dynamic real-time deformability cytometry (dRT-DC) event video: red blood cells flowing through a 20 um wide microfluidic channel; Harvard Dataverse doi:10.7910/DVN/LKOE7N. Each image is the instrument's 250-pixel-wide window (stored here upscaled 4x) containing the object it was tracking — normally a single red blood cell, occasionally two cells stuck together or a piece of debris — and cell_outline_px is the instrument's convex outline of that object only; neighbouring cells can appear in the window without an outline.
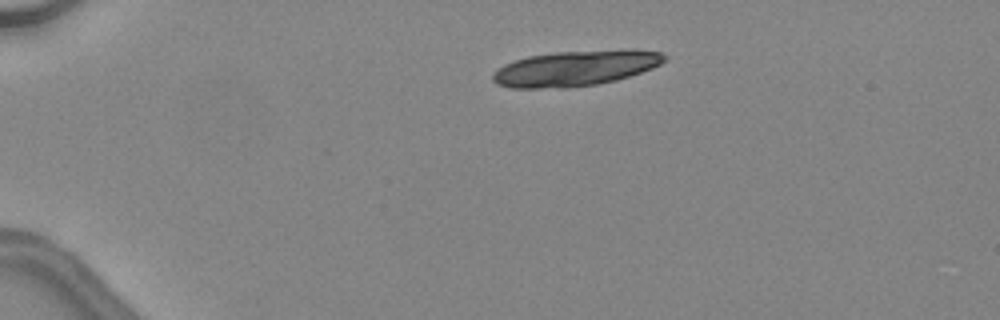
{"species": "common noctule bat (a hibernating species)", "species_latin": "Nyctalus noctula", "temperature_condition": "warm", "stored_images_in_passage": 10, "camera_frame_rate_fps": 3000, "um_per_image_px": 0.085, "animal": {"sex": "female", "body_mass_g": 24.6, "forearm_length_mm": 56.2}, "frame": {"image": 1, "passage_image": 1, "time_ms": 0.0, "image_size_px": [1000, 320], "cell_outline_px": [[668, 60], [652, 68], [616, 80], [596, 84], [568, 88], [508, 88], [496, 84], [492, 80], [492, 72], [504, 64], [528, 56], [556, 52], [664, 52], [668, 56]], "centroid_in_image_um": [48.79, 5.85], "position_along_channel_um": 36.2, "area_um2": 34.51}}